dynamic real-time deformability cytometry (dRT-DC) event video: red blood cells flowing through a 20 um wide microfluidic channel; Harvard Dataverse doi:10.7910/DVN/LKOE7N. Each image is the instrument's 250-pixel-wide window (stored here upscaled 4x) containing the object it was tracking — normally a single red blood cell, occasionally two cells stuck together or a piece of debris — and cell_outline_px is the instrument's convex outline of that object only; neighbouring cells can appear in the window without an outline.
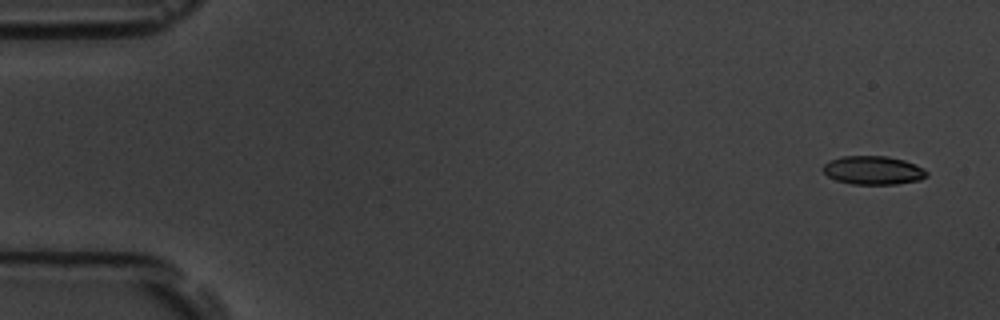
{"species": "common noctule bat (a hibernating species)", "species_latin": "Nyctalus noctula", "temperature_condition": "room temperature", "stored_images_in_passage": 5, "camera_frame_rate_fps": 3000, "um_per_image_px": 0.085, "animal": {"sex": "male", "body_mass_g": 19.5, "forearm_length_mm": 54.6}, "frame": {"image": 1, "passage_image": 1, "time_ms": 0.0, "image_size_px": [1000, 320], "cell_outline_px": [[928, 176], [920, 180], [896, 184], [852, 184], [836, 180], [828, 176], [820, 168], [828, 160], [840, 156], [888, 156], [904, 160], [928, 172]], "centroid_in_image_um": [74.17, 14.47], "position_along_channel_um": 10.8, "area_um2": 17.28}}
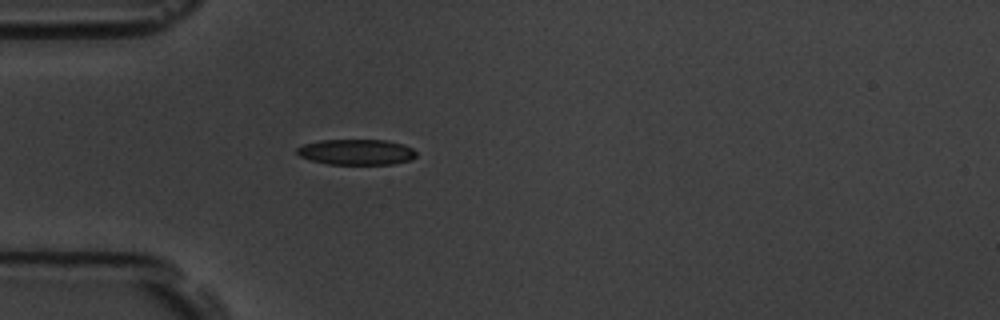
{"frame": {"image": 2, "passage_image": 5, "time_ms": 4.667, "image_size_px": [1000, 320], "cell_outline_px": [[416, 156], [408, 160], [392, 164], [328, 164], [312, 160], [300, 156], [296, 152], [296, 148], [304, 144], [320, 140], [384, 140], [404, 144], [412, 148], [416, 152]], "centroid_in_image_um": [30.28, 12.92], "position_along_channel_um": 54.7, "area_um2": 17.69}}